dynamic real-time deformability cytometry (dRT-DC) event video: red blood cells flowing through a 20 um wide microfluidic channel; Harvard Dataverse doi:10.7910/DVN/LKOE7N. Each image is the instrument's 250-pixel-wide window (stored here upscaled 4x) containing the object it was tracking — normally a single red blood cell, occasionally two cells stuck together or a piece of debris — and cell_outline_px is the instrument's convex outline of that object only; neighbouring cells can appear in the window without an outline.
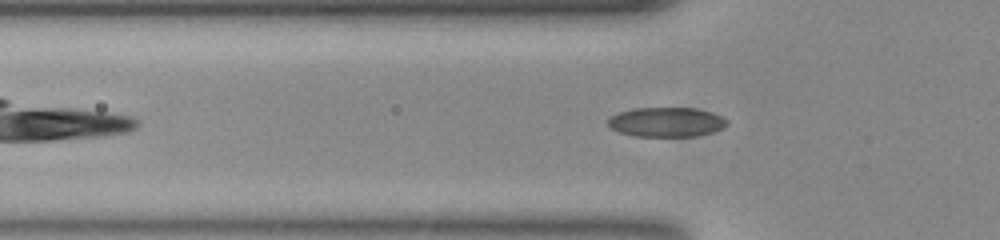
{"species": "common noctule bat (a hibernating species)", "species_latin": "Nyctalus noctula", "temperature_condition": "room temperature", "stored_images_in_passage": 40, "camera_frame_rate_fps": 3000, "um_per_image_px": 0.085, "animal": {"sex": "female", "body_mass_g": 23.0, "forearm_length_mm": 53.4}, "frame": {"image": 1, "passage_image": 11, "time_ms": 3.333, "image_size_px": [1000, 240], "cell_outline_px": [[728, 124], [724, 128], [712, 132], [696, 136], [636, 136], [620, 132], [612, 128], [608, 124], [608, 120], [612, 116], [620, 112], [636, 108], [696, 108], [720, 116], [728, 120]], "centroid_in_image_um": [56.67, 10.38], "position_along_channel_um": 69.1, "area_um2": 20.23}}
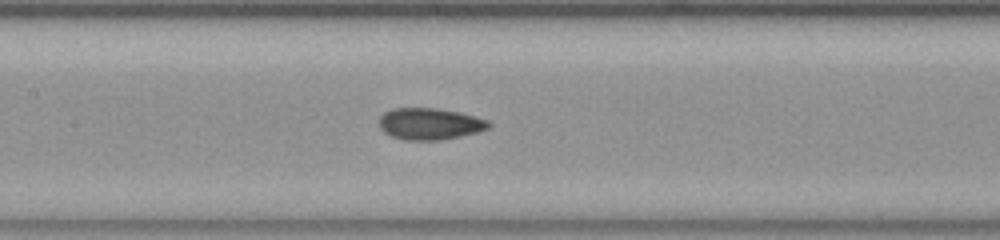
{"frame": {"image": 2, "passage_image": 19, "time_ms": 6.0, "image_size_px": [1000, 240], "cell_outline_px": [[492, 124], [488, 128], [476, 132], [460, 136], [440, 140], [404, 140], [392, 136], [384, 132], [380, 128], [380, 116], [384, 112], [392, 108], [436, 108], [460, 112], [488, 120]], "centroid_in_image_um": [36.52, 10.52], "position_along_channel_um": 170.9, "area_um2": 20.17}}
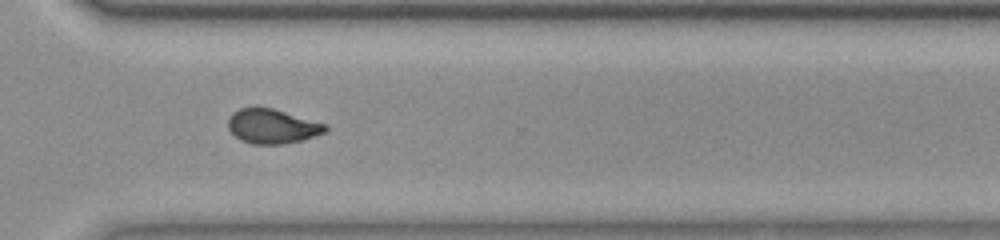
{"frame": {"image": 3, "passage_image": 33, "time_ms": 10.667, "image_size_px": [1000, 240], "cell_outline_px": [[328, 128], [324, 132], [300, 140], [284, 144], [252, 144], [240, 140], [228, 128], [228, 120], [232, 112], [240, 108], [272, 108], [328, 124]], "centroid_in_image_um": [23.13, 10.73], "position_along_channel_um": 347.5, "area_um2": 19.36}, "authors_computed_cell_mechanics": {"area_um2": 19.8254, "velocity_mm_per_s": 3.7856, "shape_relaxation_time_tau1_ms": null, "shape_relaxation_time_tau2_ms": 1.5706, "deformation_change_tau1": null, "deformation_change_tau2": 0.0562}}